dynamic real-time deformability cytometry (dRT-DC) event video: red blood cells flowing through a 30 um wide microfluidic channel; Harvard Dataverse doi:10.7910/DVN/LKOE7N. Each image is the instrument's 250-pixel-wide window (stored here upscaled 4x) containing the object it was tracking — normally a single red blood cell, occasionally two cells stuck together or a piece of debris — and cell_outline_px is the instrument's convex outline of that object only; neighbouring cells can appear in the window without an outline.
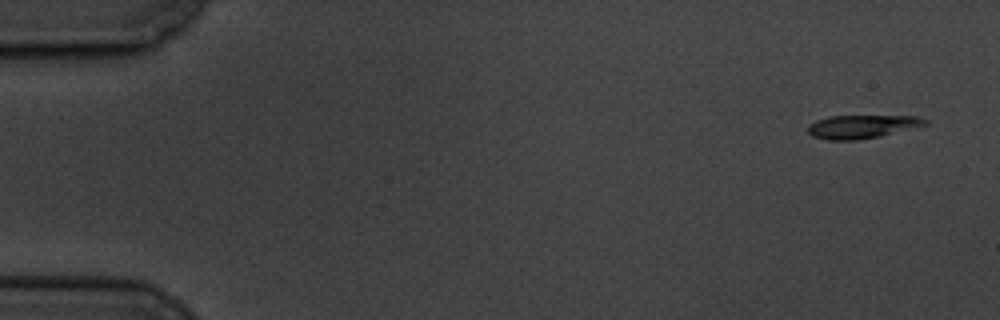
{"species": "common noctule bat (a hibernating species)", "species_latin": "Nyctalus noctula", "temperature_condition": "cold", "stored_images_in_passage": 8, "camera_frame_rate_fps": 3000, "um_per_image_px": 0.085, "animal": {"sex": "male", "body_mass_g": 19.5, "forearm_length_mm": 54.6}, "frame": {"image": 1, "passage_image": 1, "time_ms": 0.0, "image_size_px": [1000, 320], "cell_outline_px": [[928, 124], [880, 136], [856, 140], [828, 140], [812, 136], [808, 132], [808, 124], [816, 120], [828, 116], [916, 116], [928, 120]], "centroid_in_image_um": [73.23, 10.76], "position_along_channel_um": 11.8, "area_um2": 15.9}}
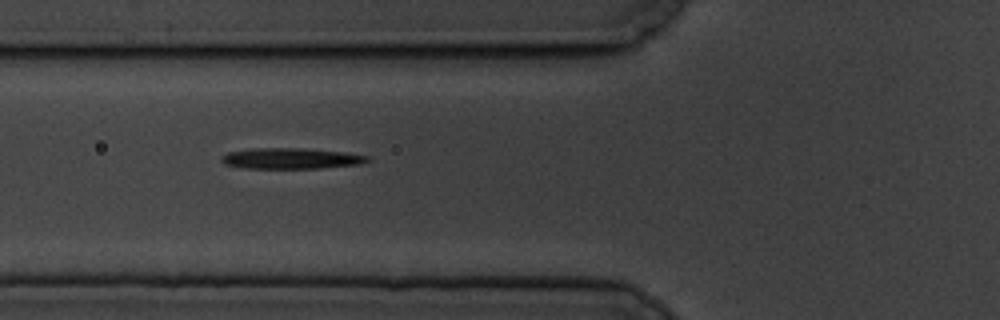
{"frame": {"image": 2, "passage_image": 6, "time_ms": 6.333, "image_size_px": [1000, 320], "cell_outline_px": [[372, 160], [360, 164], [324, 168], [244, 168], [224, 164], [220, 160], [228, 152], [252, 148], [304, 148], [344, 152], [368, 156]], "centroid_in_image_um": [24.76, 13.47], "position_along_channel_um": 101.0, "area_um2": 17.74}}
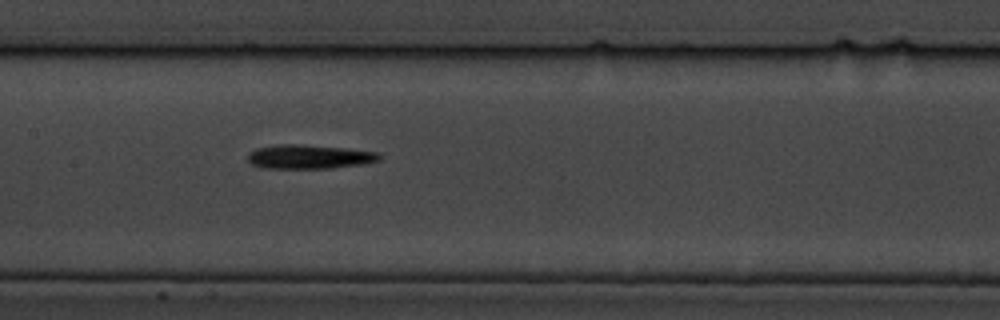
{"frame": {"image": 3, "passage_image": 8, "time_ms": 8.667, "image_size_px": [1000, 320], "cell_outline_px": [[384, 156], [380, 160], [364, 164], [332, 168], [264, 168], [252, 164], [248, 160], [248, 152], [256, 148], [280, 144], [296, 144], [344, 148], [380, 152]], "centroid_in_image_um": [26.33, 13.32], "position_along_channel_um": 181.1, "area_um2": 18.55}}